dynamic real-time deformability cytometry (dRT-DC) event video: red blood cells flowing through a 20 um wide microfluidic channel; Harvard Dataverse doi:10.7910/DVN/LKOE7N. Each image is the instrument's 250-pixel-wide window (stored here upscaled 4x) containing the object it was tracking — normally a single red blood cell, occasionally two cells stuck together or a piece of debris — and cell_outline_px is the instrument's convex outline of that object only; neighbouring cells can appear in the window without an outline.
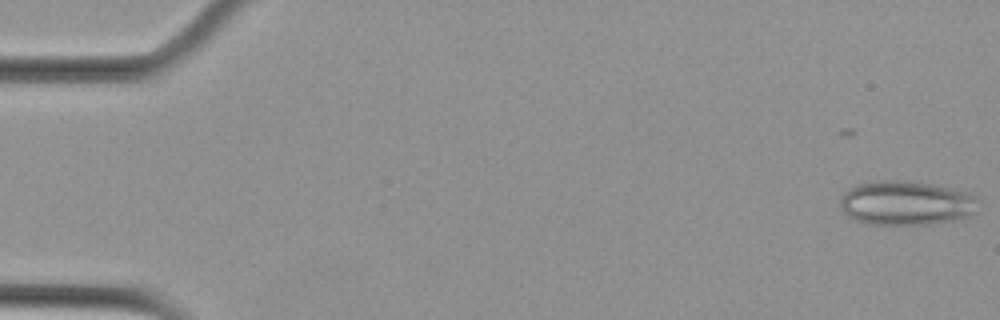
{"species": "Egyptian fruit bat (a non-hibernating species)", "species_latin": "Rousettus aegyptiacus", "temperature_condition": "cold", "stored_images_in_passage": 29, "camera_frame_rate_fps": 3000, "um_per_image_px": 0.085, "animal": {"sex": "female"}, "frame": {"image": 1, "passage_image": 1, "time_ms": 0.0, "image_size_px": [1000, 320], "cell_outline_px": [[980, 200], [972, 212], [968, 216], [952, 220], [932, 224], [868, 224], [856, 220], [848, 216], [844, 212], [840, 204], [840, 196], [848, 188], [856, 184], [880, 180], [900, 180], [928, 184], [964, 192]], "centroid_in_image_um": [76.94, 17.26], "position_along_channel_um": 8.1, "area_um2": 35.2}}
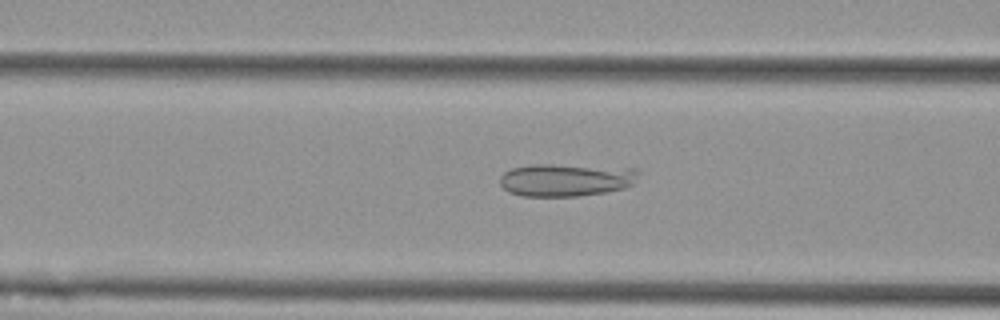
{"frame": {"image": 2, "passage_image": 22, "time_ms": 7.0, "image_size_px": [1000, 320], "cell_outline_px": [[640, 172], [632, 184], [624, 188], [604, 192], [580, 196], [520, 196], [508, 192], [500, 184], [500, 176], [504, 172], [512, 168], [532, 164], [552, 164], [636, 168]], "centroid_in_image_um": [48.09, 15.28], "position_along_channel_um": 118.5, "area_um2": 26.59}}
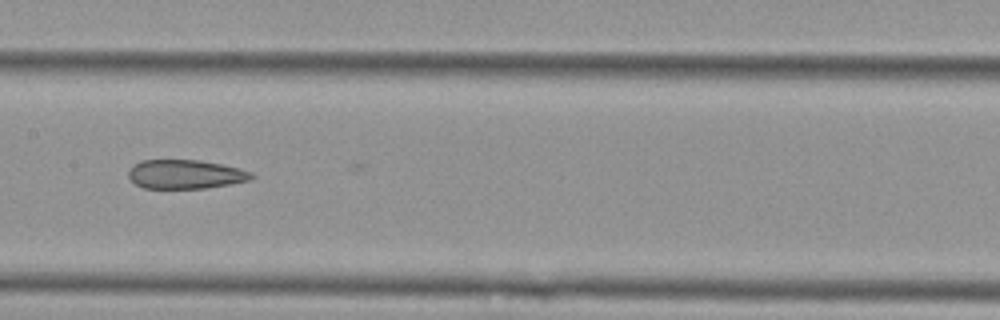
{"frame": {"image": 3, "passage_image": 28, "time_ms": 9.0, "image_size_px": [1000, 320], "cell_outline_px": [[256, 176], [248, 180], [232, 184], [204, 188], [144, 188], [136, 184], [128, 176], [128, 168], [140, 160], [200, 160], [240, 168], [252, 172]], "centroid_in_image_um": [15.76, 14.81], "position_along_channel_um": 191.6, "area_um2": 20.87}}